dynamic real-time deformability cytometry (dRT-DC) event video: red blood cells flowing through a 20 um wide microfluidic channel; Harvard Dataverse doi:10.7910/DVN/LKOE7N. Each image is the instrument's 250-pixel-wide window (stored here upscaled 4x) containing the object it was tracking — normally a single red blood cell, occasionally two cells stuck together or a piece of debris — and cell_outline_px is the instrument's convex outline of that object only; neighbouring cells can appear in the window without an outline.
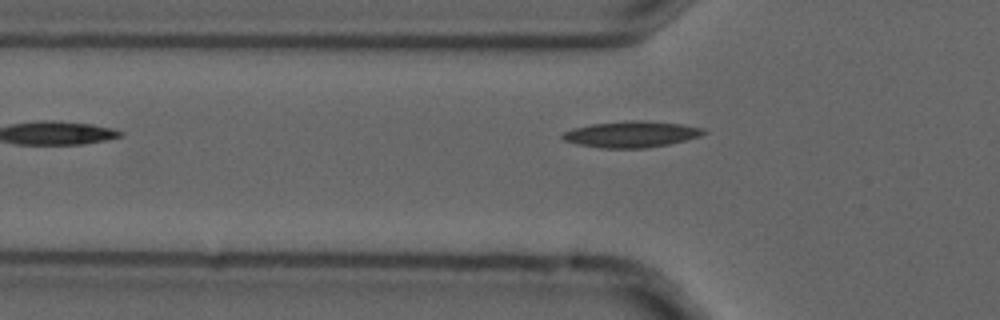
{"species": "common noctule bat (a hibernating species)", "species_latin": "Nyctalus noctula", "temperature_condition": "cold", "stored_images_in_passage": 5, "camera_frame_rate_fps": 3000, "um_per_image_px": 0.085, "animal": {"sex": "male", "forearm_length_mm": 52.5}, "frame": {"image": 1, "passage_image": 5, "time_ms": 1.333, "image_size_px": [1000, 320], "cell_outline_px": [[708, 132], [700, 136], [668, 144], [644, 148], [600, 148], [576, 144], [564, 140], [560, 136], [564, 132], [572, 128], [592, 124], [632, 120], [644, 120], [680, 124], [704, 128]], "centroid_in_image_um": [53.65, 11.41], "position_along_channel_um": 72.2, "area_um2": 21.5}}